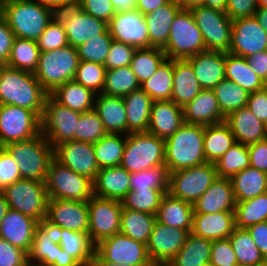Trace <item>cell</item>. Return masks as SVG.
I'll list each match as a JSON object with an SVG mask.
<instances>
[{
    "label": "cell",
    "instance_id": "cell-41",
    "mask_svg": "<svg viewBox=\"0 0 267 266\" xmlns=\"http://www.w3.org/2000/svg\"><path fill=\"white\" fill-rule=\"evenodd\" d=\"M225 78L240 85L248 93L263 89L266 84L253 72L246 58L226 53Z\"/></svg>",
    "mask_w": 267,
    "mask_h": 266
},
{
    "label": "cell",
    "instance_id": "cell-64",
    "mask_svg": "<svg viewBox=\"0 0 267 266\" xmlns=\"http://www.w3.org/2000/svg\"><path fill=\"white\" fill-rule=\"evenodd\" d=\"M247 108L262 122L267 121V86L249 94Z\"/></svg>",
    "mask_w": 267,
    "mask_h": 266
},
{
    "label": "cell",
    "instance_id": "cell-34",
    "mask_svg": "<svg viewBox=\"0 0 267 266\" xmlns=\"http://www.w3.org/2000/svg\"><path fill=\"white\" fill-rule=\"evenodd\" d=\"M193 213V204L166 193L156 213V221L191 233Z\"/></svg>",
    "mask_w": 267,
    "mask_h": 266
},
{
    "label": "cell",
    "instance_id": "cell-62",
    "mask_svg": "<svg viewBox=\"0 0 267 266\" xmlns=\"http://www.w3.org/2000/svg\"><path fill=\"white\" fill-rule=\"evenodd\" d=\"M28 254L0 237V266H27Z\"/></svg>",
    "mask_w": 267,
    "mask_h": 266
},
{
    "label": "cell",
    "instance_id": "cell-21",
    "mask_svg": "<svg viewBox=\"0 0 267 266\" xmlns=\"http://www.w3.org/2000/svg\"><path fill=\"white\" fill-rule=\"evenodd\" d=\"M54 158L62 165L92 181L99 171L93 143L90 142L72 140L61 143L54 148Z\"/></svg>",
    "mask_w": 267,
    "mask_h": 266
},
{
    "label": "cell",
    "instance_id": "cell-16",
    "mask_svg": "<svg viewBox=\"0 0 267 266\" xmlns=\"http://www.w3.org/2000/svg\"><path fill=\"white\" fill-rule=\"evenodd\" d=\"M95 250L106 260L116 264L154 266L147 245L121 233L114 234L96 245Z\"/></svg>",
    "mask_w": 267,
    "mask_h": 266
},
{
    "label": "cell",
    "instance_id": "cell-80",
    "mask_svg": "<svg viewBox=\"0 0 267 266\" xmlns=\"http://www.w3.org/2000/svg\"><path fill=\"white\" fill-rule=\"evenodd\" d=\"M265 136H266V139H267V121L265 123Z\"/></svg>",
    "mask_w": 267,
    "mask_h": 266
},
{
    "label": "cell",
    "instance_id": "cell-22",
    "mask_svg": "<svg viewBox=\"0 0 267 266\" xmlns=\"http://www.w3.org/2000/svg\"><path fill=\"white\" fill-rule=\"evenodd\" d=\"M59 256L57 227L46 219L38 222L35 228L31 249L28 253V264L53 266Z\"/></svg>",
    "mask_w": 267,
    "mask_h": 266
},
{
    "label": "cell",
    "instance_id": "cell-30",
    "mask_svg": "<svg viewBox=\"0 0 267 266\" xmlns=\"http://www.w3.org/2000/svg\"><path fill=\"white\" fill-rule=\"evenodd\" d=\"M235 229L234 212L193 214L191 233L210 241L226 239Z\"/></svg>",
    "mask_w": 267,
    "mask_h": 266
},
{
    "label": "cell",
    "instance_id": "cell-66",
    "mask_svg": "<svg viewBox=\"0 0 267 266\" xmlns=\"http://www.w3.org/2000/svg\"><path fill=\"white\" fill-rule=\"evenodd\" d=\"M14 38V33L0 15V65L7 63Z\"/></svg>",
    "mask_w": 267,
    "mask_h": 266
},
{
    "label": "cell",
    "instance_id": "cell-33",
    "mask_svg": "<svg viewBox=\"0 0 267 266\" xmlns=\"http://www.w3.org/2000/svg\"><path fill=\"white\" fill-rule=\"evenodd\" d=\"M202 90L187 59H173V88L171 101L184 107Z\"/></svg>",
    "mask_w": 267,
    "mask_h": 266
},
{
    "label": "cell",
    "instance_id": "cell-55",
    "mask_svg": "<svg viewBox=\"0 0 267 266\" xmlns=\"http://www.w3.org/2000/svg\"><path fill=\"white\" fill-rule=\"evenodd\" d=\"M106 134L103 123L94 109L80 114L74 141L96 143Z\"/></svg>",
    "mask_w": 267,
    "mask_h": 266
},
{
    "label": "cell",
    "instance_id": "cell-71",
    "mask_svg": "<svg viewBox=\"0 0 267 266\" xmlns=\"http://www.w3.org/2000/svg\"><path fill=\"white\" fill-rule=\"evenodd\" d=\"M35 1L57 11L64 6L76 4L77 0H35Z\"/></svg>",
    "mask_w": 267,
    "mask_h": 266
},
{
    "label": "cell",
    "instance_id": "cell-59",
    "mask_svg": "<svg viewBox=\"0 0 267 266\" xmlns=\"http://www.w3.org/2000/svg\"><path fill=\"white\" fill-rule=\"evenodd\" d=\"M214 266H236V255L229 238L212 241L210 261Z\"/></svg>",
    "mask_w": 267,
    "mask_h": 266
},
{
    "label": "cell",
    "instance_id": "cell-10",
    "mask_svg": "<svg viewBox=\"0 0 267 266\" xmlns=\"http://www.w3.org/2000/svg\"><path fill=\"white\" fill-rule=\"evenodd\" d=\"M217 178L215 163L210 162L173 171L169 173L168 193L194 204Z\"/></svg>",
    "mask_w": 267,
    "mask_h": 266
},
{
    "label": "cell",
    "instance_id": "cell-25",
    "mask_svg": "<svg viewBox=\"0 0 267 266\" xmlns=\"http://www.w3.org/2000/svg\"><path fill=\"white\" fill-rule=\"evenodd\" d=\"M184 123L183 107L171 100L153 101L147 132L167 139Z\"/></svg>",
    "mask_w": 267,
    "mask_h": 266
},
{
    "label": "cell",
    "instance_id": "cell-78",
    "mask_svg": "<svg viewBox=\"0 0 267 266\" xmlns=\"http://www.w3.org/2000/svg\"><path fill=\"white\" fill-rule=\"evenodd\" d=\"M258 5L267 8V0H258Z\"/></svg>",
    "mask_w": 267,
    "mask_h": 266
},
{
    "label": "cell",
    "instance_id": "cell-50",
    "mask_svg": "<svg viewBox=\"0 0 267 266\" xmlns=\"http://www.w3.org/2000/svg\"><path fill=\"white\" fill-rule=\"evenodd\" d=\"M166 59L167 56L163 49L153 47L140 48L136 49L130 68L141 84L153 76Z\"/></svg>",
    "mask_w": 267,
    "mask_h": 266
},
{
    "label": "cell",
    "instance_id": "cell-70",
    "mask_svg": "<svg viewBox=\"0 0 267 266\" xmlns=\"http://www.w3.org/2000/svg\"><path fill=\"white\" fill-rule=\"evenodd\" d=\"M53 266H81L72 256L67 254L59 245V256Z\"/></svg>",
    "mask_w": 267,
    "mask_h": 266
},
{
    "label": "cell",
    "instance_id": "cell-35",
    "mask_svg": "<svg viewBox=\"0 0 267 266\" xmlns=\"http://www.w3.org/2000/svg\"><path fill=\"white\" fill-rule=\"evenodd\" d=\"M127 116V134L147 132L153 100L141 88L123 97Z\"/></svg>",
    "mask_w": 267,
    "mask_h": 266
},
{
    "label": "cell",
    "instance_id": "cell-61",
    "mask_svg": "<svg viewBox=\"0 0 267 266\" xmlns=\"http://www.w3.org/2000/svg\"><path fill=\"white\" fill-rule=\"evenodd\" d=\"M21 179L19 166L9 153L0 146V191Z\"/></svg>",
    "mask_w": 267,
    "mask_h": 266
},
{
    "label": "cell",
    "instance_id": "cell-52",
    "mask_svg": "<svg viewBox=\"0 0 267 266\" xmlns=\"http://www.w3.org/2000/svg\"><path fill=\"white\" fill-rule=\"evenodd\" d=\"M218 178L231 179L238 172L250 166L248 145L235 142L215 163Z\"/></svg>",
    "mask_w": 267,
    "mask_h": 266
},
{
    "label": "cell",
    "instance_id": "cell-75",
    "mask_svg": "<svg viewBox=\"0 0 267 266\" xmlns=\"http://www.w3.org/2000/svg\"><path fill=\"white\" fill-rule=\"evenodd\" d=\"M254 16L267 33V8L258 7L257 11L254 13Z\"/></svg>",
    "mask_w": 267,
    "mask_h": 266
},
{
    "label": "cell",
    "instance_id": "cell-45",
    "mask_svg": "<svg viewBox=\"0 0 267 266\" xmlns=\"http://www.w3.org/2000/svg\"><path fill=\"white\" fill-rule=\"evenodd\" d=\"M39 55L37 41L15 37L6 65L34 73L38 65Z\"/></svg>",
    "mask_w": 267,
    "mask_h": 266
},
{
    "label": "cell",
    "instance_id": "cell-4",
    "mask_svg": "<svg viewBox=\"0 0 267 266\" xmlns=\"http://www.w3.org/2000/svg\"><path fill=\"white\" fill-rule=\"evenodd\" d=\"M19 166L21 179L46 183L54 159V148L42 133L38 136L3 146Z\"/></svg>",
    "mask_w": 267,
    "mask_h": 266
},
{
    "label": "cell",
    "instance_id": "cell-79",
    "mask_svg": "<svg viewBox=\"0 0 267 266\" xmlns=\"http://www.w3.org/2000/svg\"><path fill=\"white\" fill-rule=\"evenodd\" d=\"M257 266H267V259H265L261 264H258Z\"/></svg>",
    "mask_w": 267,
    "mask_h": 266
},
{
    "label": "cell",
    "instance_id": "cell-14",
    "mask_svg": "<svg viewBox=\"0 0 267 266\" xmlns=\"http://www.w3.org/2000/svg\"><path fill=\"white\" fill-rule=\"evenodd\" d=\"M89 237L96 246L102 240L120 233L122 203L115 199L92 196L88 201Z\"/></svg>",
    "mask_w": 267,
    "mask_h": 266
},
{
    "label": "cell",
    "instance_id": "cell-27",
    "mask_svg": "<svg viewBox=\"0 0 267 266\" xmlns=\"http://www.w3.org/2000/svg\"><path fill=\"white\" fill-rule=\"evenodd\" d=\"M202 89L212 90L225 79L226 53L204 51L187 58Z\"/></svg>",
    "mask_w": 267,
    "mask_h": 266
},
{
    "label": "cell",
    "instance_id": "cell-29",
    "mask_svg": "<svg viewBox=\"0 0 267 266\" xmlns=\"http://www.w3.org/2000/svg\"><path fill=\"white\" fill-rule=\"evenodd\" d=\"M130 175L121 166L99 169L93 181L94 196L121 201L130 191Z\"/></svg>",
    "mask_w": 267,
    "mask_h": 266
},
{
    "label": "cell",
    "instance_id": "cell-73",
    "mask_svg": "<svg viewBox=\"0 0 267 266\" xmlns=\"http://www.w3.org/2000/svg\"><path fill=\"white\" fill-rule=\"evenodd\" d=\"M91 266H135L130 264H116L109 261H106L96 250L94 252L93 260Z\"/></svg>",
    "mask_w": 267,
    "mask_h": 266
},
{
    "label": "cell",
    "instance_id": "cell-53",
    "mask_svg": "<svg viewBox=\"0 0 267 266\" xmlns=\"http://www.w3.org/2000/svg\"><path fill=\"white\" fill-rule=\"evenodd\" d=\"M169 171L165 164L131 173L130 189H168Z\"/></svg>",
    "mask_w": 267,
    "mask_h": 266
},
{
    "label": "cell",
    "instance_id": "cell-49",
    "mask_svg": "<svg viewBox=\"0 0 267 266\" xmlns=\"http://www.w3.org/2000/svg\"><path fill=\"white\" fill-rule=\"evenodd\" d=\"M212 91L225 117L232 111L245 107L250 94L240 85L226 78L216 85Z\"/></svg>",
    "mask_w": 267,
    "mask_h": 266
},
{
    "label": "cell",
    "instance_id": "cell-9",
    "mask_svg": "<svg viewBox=\"0 0 267 266\" xmlns=\"http://www.w3.org/2000/svg\"><path fill=\"white\" fill-rule=\"evenodd\" d=\"M49 199L88 201L93 194V181L58 162L51 161L46 179Z\"/></svg>",
    "mask_w": 267,
    "mask_h": 266
},
{
    "label": "cell",
    "instance_id": "cell-15",
    "mask_svg": "<svg viewBox=\"0 0 267 266\" xmlns=\"http://www.w3.org/2000/svg\"><path fill=\"white\" fill-rule=\"evenodd\" d=\"M56 17L66 31L69 45L75 48L93 37L101 36L108 29L105 21L85 13L76 4L57 10Z\"/></svg>",
    "mask_w": 267,
    "mask_h": 266
},
{
    "label": "cell",
    "instance_id": "cell-5",
    "mask_svg": "<svg viewBox=\"0 0 267 266\" xmlns=\"http://www.w3.org/2000/svg\"><path fill=\"white\" fill-rule=\"evenodd\" d=\"M77 49L70 45L52 51L40 52L35 72L42 88L52 93L59 85L74 80L78 68Z\"/></svg>",
    "mask_w": 267,
    "mask_h": 266
},
{
    "label": "cell",
    "instance_id": "cell-51",
    "mask_svg": "<svg viewBox=\"0 0 267 266\" xmlns=\"http://www.w3.org/2000/svg\"><path fill=\"white\" fill-rule=\"evenodd\" d=\"M168 189H130L121 200L123 209H131L156 215Z\"/></svg>",
    "mask_w": 267,
    "mask_h": 266
},
{
    "label": "cell",
    "instance_id": "cell-43",
    "mask_svg": "<svg viewBox=\"0 0 267 266\" xmlns=\"http://www.w3.org/2000/svg\"><path fill=\"white\" fill-rule=\"evenodd\" d=\"M126 145V135L107 133L93 143L99 169L120 166Z\"/></svg>",
    "mask_w": 267,
    "mask_h": 266
},
{
    "label": "cell",
    "instance_id": "cell-47",
    "mask_svg": "<svg viewBox=\"0 0 267 266\" xmlns=\"http://www.w3.org/2000/svg\"><path fill=\"white\" fill-rule=\"evenodd\" d=\"M140 88V83L130 66L106 70L102 93L124 97Z\"/></svg>",
    "mask_w": 267,
    "mask_h": 266
},
{
    "label": "cell",
    "instance_id": "cell-24",
    "mask_svg": "<svg viewBox=\"0 0 267 266\" xmlns=\"http://www.w3.org/2000/svg\"><path fill=\"white\" fill-rule=\"evenodd\" d=\"M235 206L231 180L217 178L193 204V214L234 212Z\"/></svg>",
    "mask_w": 267,
    "mask_h": 266
},
{
    "label": "cell",
    "instance_id": "cell-56",
    "mask_svg": "<svg viewBox=\"0 0 267 266\" xmlns=\"http://www.w3.org/2000/svg\"><path fill=\"white\" fill-rule=\"evenodd\" d=\"M112 41L113 38L107 29L101 36L93 37L79 45L76 48L79 61L96 62L104 65Z\"/></svg>",
    "mask_w": 267,
    "mask_h": 266
},
{
    "label": "cell",
    "instance_id": "cell-12",
    "mask_svg": "<svg viewBox=\"0 0 267 266\" xmlns=\"http://www.w3.org/2000/svg\"><path fill=\"white\" fill-rule=\"evenodd\" d=\"M80 114L58 103L50 94L47 95L41 117V133L53 148L74 140Z\"/></svg>",
    "mask_w": 267,
    "mask_h": 266
},
{
    "label": "cell",
    "instance_id": "cell-58",
    "mask_svg": "<svg viewBox=\"0 0 267 266\" xmlns=\"http://www.w3.org/2000/svg\"><path fill=\"white\" fill-rule=\"evenodd\" d=\"M136 49L132 45L113 40L104 63L106 70L130 66Z\"/></svg>",
    "mask_w": 267,
    "mask_h": 266
},
{
    "label": "cell",
    "instance_id": "cell-46",
    "mask_svg": "<svg viewBox=\"0 0 267 266\" xmlns=\"http://www.w3.org/2000/svg\"><path fill=\"white\" fill-rule=\"evenodd\" d=\"M234 219L238 228L267 221V192L244 202H236Z\"/></svg>",
    "mask_w": 267,
    "mask_h": 266
},
{
    "label": "cell",
    "instance_id": "cell-31",
    "mask_svg": "<svg viewBox=\"0 0 267 266\" xmlns=\"http://www.w3.org/2000/svg\"><path fill=\"white\" fill-rule=\"evenodd\" d=\"M93 109L107 133L127 135V114L123 97L96 94Z\"/></svg>",
    "mask_w": 267,
    "mask_h": 266
},
{
    "label": "cell",
    "instance_id": "cell-54",
    "mask_svg": "<svg viewBox=\"0 0 267 266\" xmlns=\"http://www.w3.org/2000/svg\"><path fill=\"white\" fill-rule=\"evenodd\" d=\"M106 75L103 64L79 61L74 80L96 94L102 93Z\"/></svg>",
    "mask_w": 267,
    "mask_h": 266
},
{
    "label": "cell",
    "instance_id": "cell-3",
    "mask_svg": "<svg viewBox=\"0 0 267 266\" xmlns=\"http://www.w3.org/2000/svg\"><path fill=\"white\" fill-rule=\"evenodd\" d=\"M205 126L184 123L165 139V165L169 173L206 163Z\"/></svg>",
    "mask_w": 267,
    "mask_h": 266
},
{
    "label": "cell",
    "instance_id": "cell-23",
    "mask_svg": "<svg viewBox=\"0 0 267 266\" xmlns=\"http://www.w3.org/2000/svg\"><path fill=\"white\" fill-rule=\"evenodd\" d=\"M37 225L34 218L9 209L0 223V237L28 254Z\"/></svg>",
    "mask_w": 267,
    "mask_h": 266
},
{
    "label": "cell",
    "instance_id": "cell-72",
    "mask_svg": "<svg viewBox=\"0 0 267 266\" xmlns=\"http://www.w3.org/2000/svg\"><path fill=\"white\" fill-rule=\"evenodd\" d=\"M116 12L136 9L137 0H110Z\"/></svg>",
    "mask_w": 267,
    "mask_h": 266
},
{
    "label": "cell",
    "instance_id": "cell-65",
    "mask_svg": "<svg viewBox=\"0 0 267 266\" xmlns=\"http://www.w3.org/2000/svg\"><path fill=\"white\" fill-rule=\"evenodd\" d=\"M250 166L267 173V139L248 145Z\"/></svg>",
    "mask_w": 267,
    "mask_h": 266
},
{
    "label": "cell",
    "instance_id": "cell-2",
    "mask_svg": "<svg viewBox=\"0 0 267 266\" xmlns=\"http://www.w3.org/2000/svg\"><path fill=\"white\" fill-rule=\"evenodd\" d=\"M0 15L15 37L37 41L56 11L35 0H2Z\"/></svg>",
    "mask_w": 267,
    "mask_h": 266
},
{
    "label": "cell",
    "instance_id": "cell-57",
    "mask_svg": "<svg viewBox=\"0 0 267 266\" xmlns=\"http://www.w3.org/2000/svg\"><path fill=\"white\" fill-rule=\"evenodd\" d=\"M40 52L52 51L69 45L66 31L55 16L37 40Z\"/></svg>",
    "mask_w": 267,
    "mask_h": 266
},
{
    "label": "cell",
    "instance_id": "cell-36",
    "mask_svg": "<svg viewBox=\"0 0 267 266\" xmlns=\"http://www.w3.org/2000/svg\"><path fill=\"white\" fill-rule=\"evenodd\" d=\"M50 95L61 105L80 113L94 108L96 93L75 80L59 85Z\"/></svg>",
    "mask_w": 267,
    "mask_h": 266
},
{
    "label": "cell",
    "instance_id": "cell-6",
    "mask_svg": "<svg viewBox=\"0 0 267 266\" xmlns=\"http://www.w3.org/2000/svg\"><path fill=\"white\" fill-rule=\"evenodd\" d=\"M165 164V139L148 132L129 133L120 166L129 173Z\"/></svg>",
    "mask_w": 267,
    "mask_h": 266
},
{
    "label": "cell",
    "instance_id": "cell-40",
    "mask_svg": "<svg viewBox=\"0 0 267 266\" xmlns=\"http://www.w3.org/2000/svg\"><path fill=\"white\" fill-rule=\"evenodd\" d=\"M235 142L234 135L225 122L205 126L204 155L206 161L216 163Z\"/></svg>",
    "mask_w": 267,
    "mask_h": 266
},
{
    "label": "cell",
    "instance_id": "cell-42",
    "mask_svg": "<svg viewBox=\"0 0 267 266\" xmlns=\"http://www.w3.org/2000/svg\"><path fill=\"white\" fill-rule=\"evenodd\" d=\"M156 215L123 209L120 221V233L147 245Z\"/></svg>",
    "mask_w": 267,
    "mask_h": 266
},
{
    "label": "cell",
    "instance_id": "cell-38",
    "mask_svg": "<svg viewBox=\"0 0 267 266\" xmlns=\"http://www.w3.org/2000/svg\"><path fill=\"white\" fill-rule=\"evenodd\" d=\"M58 243L81 266H91L96 246L89 234L57 228Z\"/></svg>",
    "mask_w": 267,
    "mask_h": 266
},
{
    "label": "cell",
    "instance_id": "cell-32",
    "mask_svg": "<svg viewBox=\"0 0 267 266\" xmlns=\"http://www.w3.org/2000/svg\"><path fill=\"white\" fill-rule=\"evenodd\" d=\"M182 8L174 1L144 15L149 32V48L166 47L174 17Z\"/></svg>",
    "mask_w": 267,
    "mask_h": 266
},
{
    "label": "cell",
    "instance_id": "cell-17",
    "mask_svg": "<svg viewBox=\"0 0 267 266\" xmlns=\"http://www.w3.org/2000/svg\"><path fill=\"white\" fill-rule=\"evenodd\" d=\"M114 41L137 49L149 48V32L144 15L137 9L116 12L107 23Z\"/></svg>",
    "mask_w": 267,
    "mask_h": 266
},
{
    "label": "cell",
    "instance_id": "cell-67",
    "mask_svg": "<svg viewBox=\"0 0 267 266\" xmlns=\"http://www.w3.org/2000/svg\"><path fill=\"white\" fill-rule=\"evenodd\" d=\"M246 229L260 250L262 256L267 259V221L256 223Z\"/></svg>",
    "mask_w": 267,
    "mask_h": 266
},
{
    "label": "cell",
    "instance_id": "cell-20",
    "mask_svg": "<svg viewBox=\"0 0 267 266\" xmlns=\"http://www.w3.org/2000/svg\"><path fill=\"white\" fill-rule=\"evenodd\" d=\"M46 220L57 228L74 232L89 231V209L87 201L49 199Z\"/></svg>",
    "mask_w": 267,
    "mask_h": 266
},
{
    "label": "cell",
    "instance_id": "cell-39",
    "mask_svg": "<svg viewBox=\"0 0 267 266\" xmlns=\"http://www.w3.org/2000/svg\"><path fill=\"white\" fill-rule=\"evenodd\" d=\"M212 241L189 233L183 247L166 266H202L210 261Z\"/></svg>",
    "mask_w": 267,
    "mask_h": 266
},
{
    "label": "cell",
    "instance_id": "cell-18",
    "mask_svg": "<svg viewBox=\"0 0 267 266\" xmlns=\"http://www.w3.org/2000/svg\"><path fill=\"white\" fill-rule=\"evenodd\" d=\"M186 230L166 226L155 221L147 243L148 256L154 266H166L183 247Z\"/></svg>",
    "mask_w": 267,
    "mask_h": 266
},
{
    "label": "cell",
    "instance_id": "cell-63",
    "mask_svg": "<svg viewBox=\"0 0 267 266\" xmlns=\"http://www.w3.org/2000/svg\"><path fill=\"white\" fill-rule=\"evenodd\" d=\"M258 7V0H227L225 12L234 21L239 18L254 16Z\"/></svg>",
    "mask_w": 267,
    "mask_h": 266
},
{
    "label": "cell",
    "instance_id": "cell-13",
    "mask_svg": "<svg viewBox=\"0 0 267 266\" xmlns=\"http://www.w3.org/2000/svg\"><path fill=\"white\" fill-rule=\"evenodd\" d=\"M41 133V118L24 107L0 105V146L25 141Z\"/></svg>",
    "mask_w": 267,
    "mask_h": 266
},
{
    "label": "cell",
    "instance_id": "cell-76",
    "mask_svg": "<svg viewBox=\"0 0 267 266\" xmlns=\"http://www.w3.org/2000/svg\"><path fill=\"white\" fill-rule=\"evenodd\" d=\"M182 9H190L193 6L202 5L203 0H174Z\"/></svg>",
    "mask_w": 267,
    "mask_h": 266
},
{
    "label": "cell",
    "instance_id": "cell-19",
    "mask_svg": "<svg viewBox=\"0 0 267 266\" xmlns=\"http://www.w3.org/2000/svg\"><path fill=\"white\" fill-rule=\"evenodd\" d=\"M267 50V33L255 16L232 21L229 53L247 58Z\"/></svg>",
    "mask_w": 267,
    "mask_h": 266
},
{
    "label": "cell",
    "instance_id": "cell-28",
    "mask_svg": "<svg viewBox=\"0 0 267 266\" xmlns=\"http://www.w3.org/2000/svg\"><path fill=\"white\" fill-rule=\"evenodd\" d=\"M225 123L229 126L235 141L243 145H251L266 139L265 123L246 106L229 113L225 117Z\"/></svg>",
    "mask_w": 267,
    "mask_h": 266
},
{
    "label": "cell",
    "instance_id": "cell-77",
    "mask_svg": "<svg viewBox=\"0 0 267 266\" xmlns=\"http://www.w3.org/2000/svg\"><path fill=\"white\" fill-rule=\"evenodd\" d=\"M9 205L6 201L5 195L0 191V223L9 210Z\"/></svg>",
    "mask_w": 267,
    "mask_h": 266
},
{
    "label": "cell",
    "instance_id": "cell-68",
    "mask_svg": "<svg viewBox=\"0 0 267 266\" xmlns=\"http://www.w3.org/2000/svg\"><path fill=\"white\" fill-rule=\"evenodd\" d=\"M246 59L253 72L267 84V50L252 54Z\"/></svg>",
    "mask_w": 267,
    "mask_h": 266
},
{
    "label": "cell",
    "instance_id": "cell-37",
    "mask_svg": "<svg viewBox=\"0 0 267 266\" xmlns=\"http://www.w3.org/2000/svg\"><path fill=\"white\" fill-rule=\"evenodd\" d=\"M236 202H244L267 192V173L251 166L231 179Z\"/></svg>",
    "mask_w": 267,
    "mask_h": 266
},
{
    "label": "cell",
    "instance_id": "cell-74",
    "mask_svg": "<svg viewBox=\"0 0 267 266\" xmlns=\"http://www.w3.org/2000/svg\"><path fill=\"white\" fill-rule=\"evenodd\" d=\"M227 0H203L202 6L219 10L222 12L226 11Z\"/></svg>",
    "mask_w": 267,
    "mask_h": 266
},
{
    "label": "cell",
    "instance_id": "cell-69",
    "mask_svg": "<svg viewBox=\"0 0 267 266\" xmlns=\"http://www.w3.org/2000/svg\"><path fill=\"white\" fill-rule=\"evenodd\" d=\"M170 0H137L136 9L143 15L153 12L154 10L167 4Z\"/></svg>",
    "mask_w": 267,
    "mask_h": 266
},
{
    "label": "cell",
    "instance_id": "cell-26",
    "mask_svg": "<svg viewBox=\"0 0 267 266\" xmlns=\"http://www.w3.org/2000/svg\"><path fill=\"white\" fill-rule=\"evenodd\" d=\"M184 122L208 126L225 122L218 100L212 90L202 89L200 93L183 107Z\"/></svg>",
    "mask_w": 267,
    "mask_h": 266
},
{
    "label": "cell",
    "instance_id": "cell-48",
    "mask_svg": "<svg viewBox=\"0 0 267 266\" xmlns=\"http://www.w3.org/2000/svg\"><path fill=\"white\" fill-rule=\"evenodd\" d=\"M229 241L238 264L257 266L265 260L246 228L235 227Z\"/></svg>",
    "mask_w": 267,
    "mask_h": 266
},
{
    "label": "cell",
    "instance_id": "cell-11",
    "mask_svg": "<svg viewBox=\"0 0 267 266\" xmlns=\"http://www.w3.org/2000/svg\"><path fill=\"white\" fill-rule=\"evenodd\" d=\"M190 11L202 33L206 51L229 53L232 20L226 12L202 5L193 6Z\"/></svg>",
    "mask_w": 267,
    "mask_h": 266
},
{
    "label": "cell",
    "instance_id": "cell-44",
    "mask_svg": "<svg viewBox=\"0 0 267 266\" xmlns=\"http://www.w3.org/2000/svg\"><path fill=\"white\" fill-rule=\"evenodd\" d=\"M153 101L171 100L173 88V59H166L155 74L140 84Z\"/></svg>",
    "mask_w": 267,
    "mask_h": 266
},
{
    "label": "cell",
    "instance_id": "cell-1",
    "mask_svg": "<svg viewBox=\"0 0 267 266\" xmlns=\"http://www.w3.org/2000/svg\"><path fill=\"white\" fill-rule=\"evenodd\" d=\"M47 95L33 73L0 65V105L24 107L41 118Z\"/></svg>",
    "mask_w": 267,
    "mask_h": 266
},
{
    "label": "cell",
    "instance_id": "cell-7",
    "mask_svg": "<svg viewBox=\"0 0 267 266\" xmlns=\"http://www.w3.org/2000/svg\"><path fill=\"white\" fill-rule=\"evenodd\" d=\"M163 51L167 59H187L206 51L202 33L195 23L190 9H181L174 17Z\"/></svg>",
    "mask_w": 267,
    "mask_h": 266
},
{
    "label": "cell",
    "instance_id": "cell-60",
    "mask_svg": "<svg viewBox=\"0 0 267 266\" xmlns=\"http://www.w3.org/2000/svg\"><path fill=\"white\" fill-rule=\"evenodd\" d=\"M78 5L85 13L108 23L115 15V8L110 0H77Z\"/></svg>",
    "mask_w": 267,
    "mask_h": 266
},
{
    "label": "cell",
    "instance_id": "cell-8",
    "mask_svg": "<svg viewBox=\"0 0 267 266\" xmlns=\"http://www.w3.org/2000/svg\"><path fill=\"white\" fill-rule=\"evenodd\" d=\"M10 209L30 216L38 222L45 220L49 196L46 184L20 179L2 190Z\"/></svg>",
    "mask_w": 267,
    "mask_h": 266
}]
</instances>
